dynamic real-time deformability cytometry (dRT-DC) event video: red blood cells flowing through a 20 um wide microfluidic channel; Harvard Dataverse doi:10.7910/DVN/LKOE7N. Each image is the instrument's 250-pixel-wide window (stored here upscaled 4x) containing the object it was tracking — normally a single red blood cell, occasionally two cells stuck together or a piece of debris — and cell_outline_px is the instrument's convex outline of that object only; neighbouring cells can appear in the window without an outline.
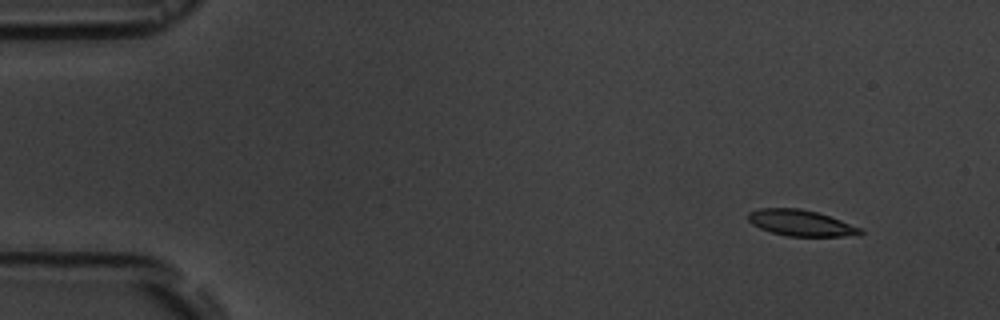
{"species": "common noctule bat (a hibernating species)", "species_latin": "Nyctalus noctula", "temperature_condition": "room temperature", "stored_images_in_passage": 5, "camera_frame_rate_fps": 3000, "um_per_image_px": 0.085, "animal": {"sex": "male", "body_mass_g": 19.5, "forearm_length_mm": 54.6}, "frame": {"image": 1, "passage_image": 2, "time_ms": 1.333, "image_size_px": [1000, 320], "cell_outline_px": [[864, 232], [860, 236], [788, 236], [772, 232], [760, 228], [752, 224], [748, 220], [748, 212], [760, 208], [800, 208], [816, 212], [840, 220], [860, 228]], "centroid_in_image_um": [68.07, 18.95], "position_along_channel_um": 16.9, "area_um2": 16.94}}
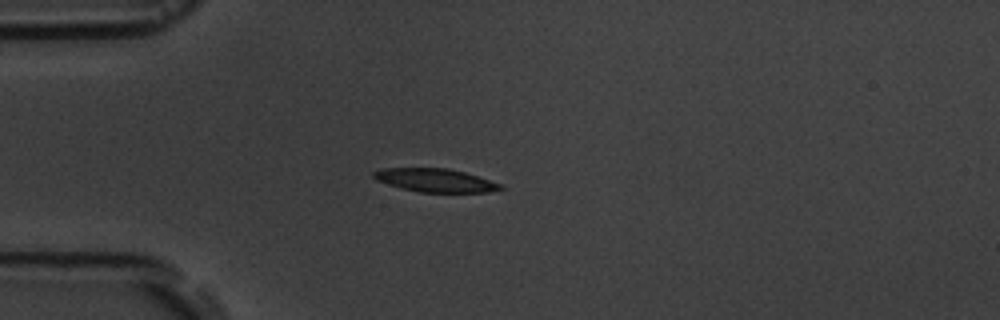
{"frame": {"image": 2, "passage_image": 5, "time_ms": 4.667, "image_size_px": [1000, 320], "cell_outline_px": [[504, 188], [488, 192], [420, 192], [400, 188], [376, 180], [372, 176], [372, 172], [384, 168], [448, 168], [464, 172], [500, 184]], "centroid_in_image_um": [36.94, 15.32], "position_along_channel_um": 48.1, "area_um2": 17.05}}